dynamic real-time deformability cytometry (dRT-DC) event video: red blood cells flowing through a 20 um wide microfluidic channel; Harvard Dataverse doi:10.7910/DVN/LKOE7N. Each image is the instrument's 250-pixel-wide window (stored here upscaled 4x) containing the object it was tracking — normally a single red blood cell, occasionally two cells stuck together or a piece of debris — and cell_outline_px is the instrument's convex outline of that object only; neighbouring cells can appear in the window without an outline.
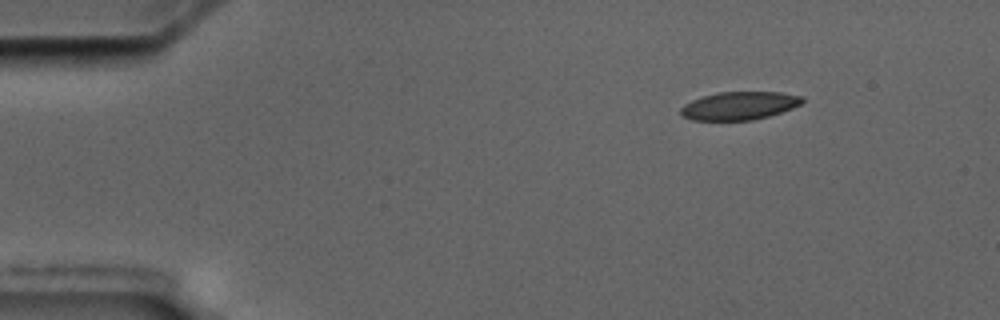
{"species": "common noctule bat (a hibernating species)", "species_latin": "Nyctalus noctula", "temperature_condition": "cold", "stored_images_in_passage": 9, "camera_frame_rate_fps": 3000, "um_per_image_px": 0.085, "animal": {"sex": "male", "body_mass_g": 17.5, "forearm_length_mm": 52.3}, "frame": {"image": 1, "passage_image": 1, "time_ms": 0.0, "image_size_px": [1000, 320], "cell_outline_px": [[804, 100], [800, 104], [792, 108], [768, 116], [752, 120], [692, 120], [680, 116], [680, 108], [684, 104], [692, 100], [716, 92], [780, 92], [804, 96]], "centroid_in_image_um": [62.82, 8.98], "position_along_channel_um": 22.2, "area_um2": 19.94}}
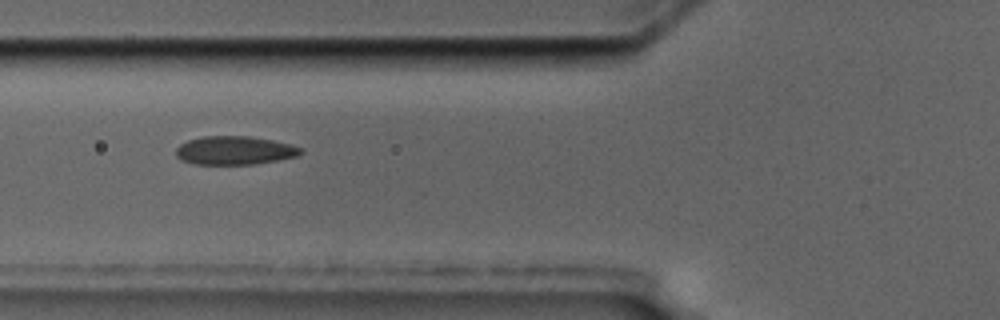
{"frame": {"image": 2, "passage_image": 5, "time_ms": 4.667, "image_size_px": [1000, 320], "cell_outline_px": [[304, 152], [296, 156], [276, 160], [252, 164], [196, 164], [180, 160], [176, 156], [176, 148], [180, 144], [188, 140], [204, 136], [248, 136], [272, 140], [292, 144], [300, 148]], "centroid_in_image_um": [19.92, 12.78], "position_along_channel_um": 105.9, "area_um2": 20.63}}
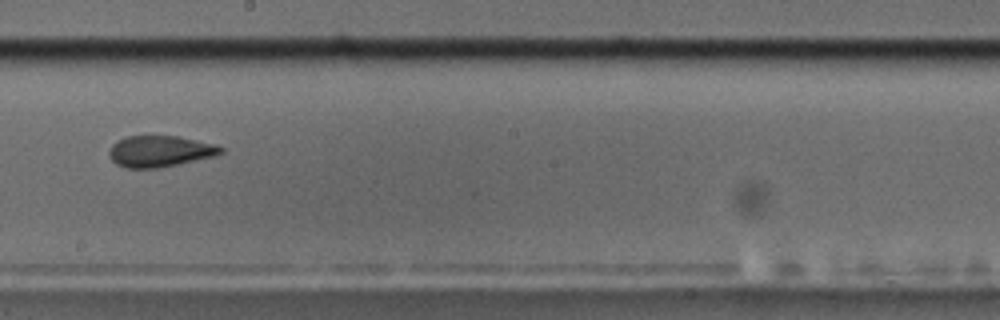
{"frame": {"image": 3, "passage_image": 8, "time_ms": 8.333, "image_size_px": [1000, 320], "cell_outline_px": [[224, 152], [216, 156], [156, 168], [124, 168], [116, 164], [108, 156], [108, 152], [112, 144], [128, 136], [180, 136], [212, 144], [224, 148]], "centroid_in_image_um": [13.58, 12.86], "position_along_channel_um": 234.6, "area_um2": 20.23}}